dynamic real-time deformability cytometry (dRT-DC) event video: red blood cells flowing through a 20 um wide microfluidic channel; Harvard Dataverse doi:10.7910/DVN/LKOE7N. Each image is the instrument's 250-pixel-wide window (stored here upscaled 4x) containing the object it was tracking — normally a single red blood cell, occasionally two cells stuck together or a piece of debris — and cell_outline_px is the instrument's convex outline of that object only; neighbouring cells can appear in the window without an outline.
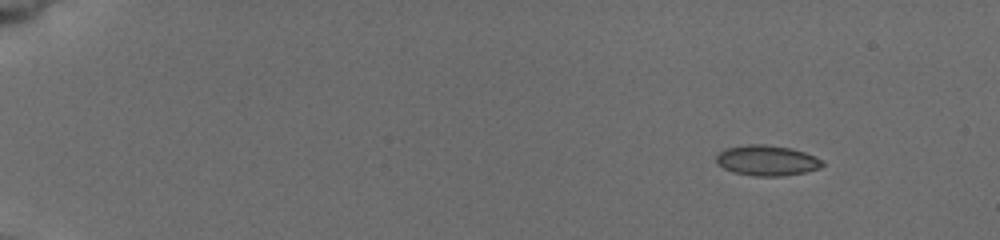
{"species": "common noctule bat (a hibernating species)", "species_latin": "Nyctalus noctula", "temperature_condition": "cold", "stored_images_in_passage": 16, "camera_frame_rate_fps": 3000, "um_per_image_px": 0.085, "animal": {"sex": "female", "body_mass_g": 19.5, "forearm_length_mm": 54.1}, "frame": {"image": 1, "passage_image": 1, "time_ms": 0.0, "image_size_px": [1000, 240], "cell_outline_px": [[824, 164], [820, 168], [808, 172], [780, 176], [752, 176], [736, 172], [724, 168], [716, 160], [716, 156], [724, 148], [748, 144], [764, 144], [792, 148], [804, 152], [824, 160]], "centroid_in_image_um": [65.23, 13.63], "position_along_channel_um": 19.8, "area_um2": 18.84}}
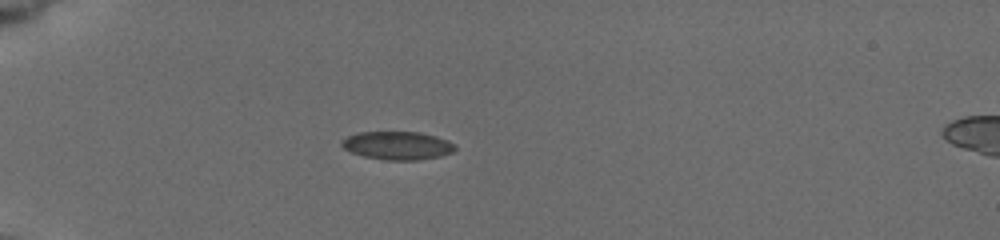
{"frame": {"image": 2, "passage_image": 10, "time_ms": 3.667, "image_size_px": [1000, 240], "cell_outline_px": [[456, 148], [452, 152], [440, 156], [416, 160], [388, 160], [364, 156], [352, 152], [344, 148], [340, 144], [340, 140], [356, 132], [420, 132], [436, 136], [448, 140], [456, 144]], "centroid_in_image_um": [33.79, 12.36], "position_along_channel_um": 51.2, "area_um2": 18.67}}
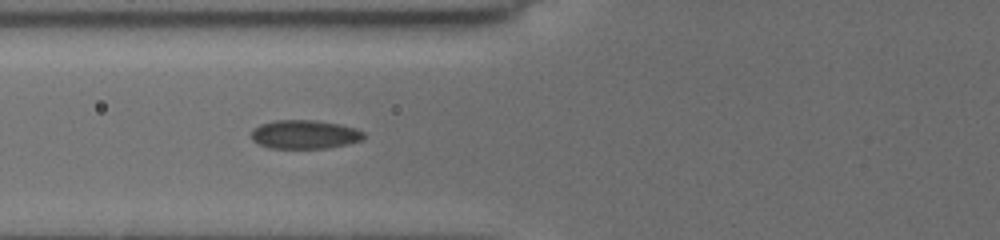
{"frame": {"image": 3, "passage_image": 16, "time_ms": 5.667, "image_size_px": [1000, 240], "cell_outline_px": [[364, 136], [360, 140], [348, 144], [328, 148], [268, 148], [252, 140], [252, 128], [260, 124], [272, 120], [316, 120], [340, 124], [356, 128], [364, 132]], "centroid_in_image_um": [25.88, 11.42], "position_along_channel_um": 99.9, "area_um2": 18.96}}